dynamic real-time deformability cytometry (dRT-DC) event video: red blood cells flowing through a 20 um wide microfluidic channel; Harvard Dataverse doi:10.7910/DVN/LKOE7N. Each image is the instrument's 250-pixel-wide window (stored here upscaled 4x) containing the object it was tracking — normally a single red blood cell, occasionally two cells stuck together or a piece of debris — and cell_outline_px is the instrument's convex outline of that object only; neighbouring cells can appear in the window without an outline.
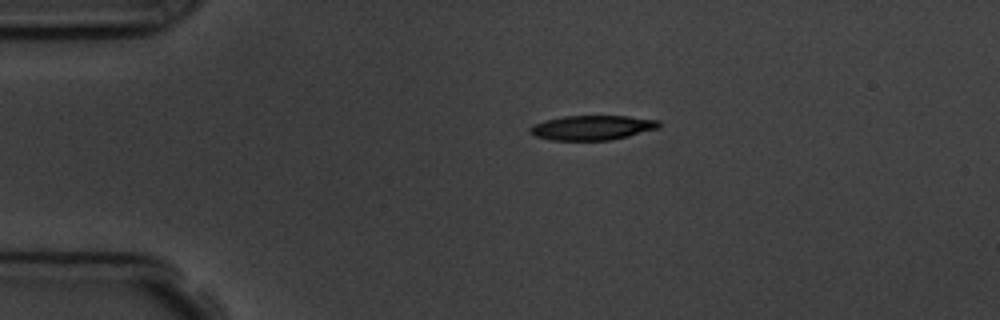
{"species": "common noctule bat (a hibernating species)", "species_latin": "Nyctalus noctula", "temperature_condition": "room temperature", "stored_images_in_passage": 2, "camera_frame_rate_fps": 3000, "um_per_image_px": 0.085, "animal": {"sex": "male", "body_mass_g": 19.5, "forearm_length_mm": 54.6}, "frame": {"image": 1, "passage_image": 1, "time_ms": 0.0, "image_size_px": [1000, 320], "cell_outline_px": [[660, 128], [628, 136], [608, 140], [552, 140], [536, 136], [528, 128], [532, 124], [544, 120], [564, 116], [628, 116], [660, 120]], "centroid_in_image_um": [50.36, 10.84], "position_along_channel_um": 34.6, "area_um2": 18.5}}